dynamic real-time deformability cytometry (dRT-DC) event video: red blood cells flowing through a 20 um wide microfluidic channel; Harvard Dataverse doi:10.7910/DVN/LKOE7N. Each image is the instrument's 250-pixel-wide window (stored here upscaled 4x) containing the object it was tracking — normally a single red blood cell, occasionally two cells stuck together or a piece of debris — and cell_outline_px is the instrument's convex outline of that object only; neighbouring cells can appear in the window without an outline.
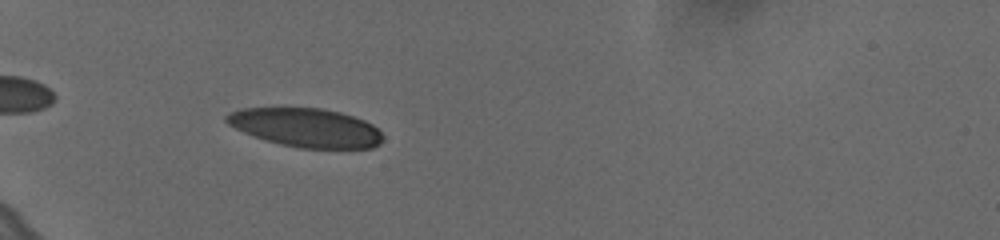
{"species": "human", "species_latin": "Homo sapiens", "temperature_condition": "cold", "stored_images_in_passage": 42, "camera_frame_rate_fps": 3000, "um_per_image_px": 0.085, "donor": {"sex": "female"}, "frame": {"image": 1, "passage_image": 4, "time_ms": 1.0, "image_size_px": [1000, 240], "cell_outline_px": [[384, 136], [380, 144], [372, 148], [300, 148], [280, 144], [264, 140], [252, 136], [228, 124], [224, 120], [224, 116], [232, 112], [244, 108], [320, 108], [340, 112], [364, 120], [372, 124]], "centroid_in_image_um": [26.01, 10.85], "position_along_channel_um": 59.0, "area_um2": 35.26}}
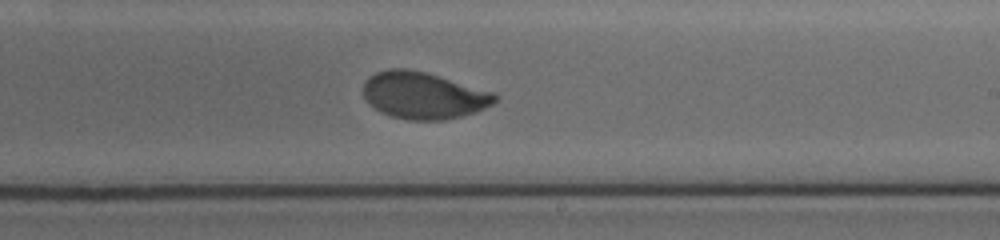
{"frame": {"image": 2, "passage_image": 22, "time_ms": 7.0, "image_size_px": [1000, 240], "cell_outline_px": [[500, 100], [476, 112], [444, 120], [408, 120], [392, 116], [380, 112], [368, 104], [364, 96], [364, 84], [376, 72], [388, 68], [408, 68], [424, 72], [492, 92], [500, 96]], "centroid_in_image_um": [36.0, 8.12], "position_along_channel_um": 253.0, "area_um2": 35.72}}
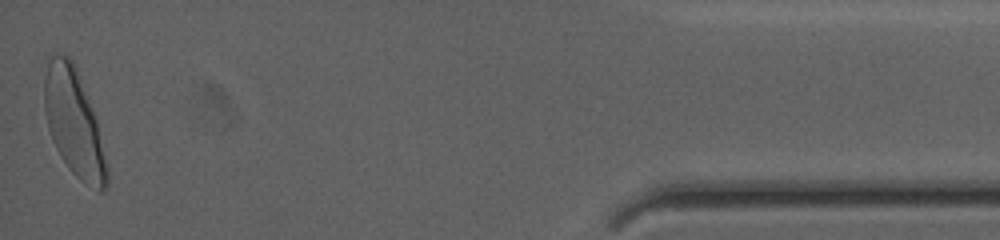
{"frame": {"image": 3, "passage_image": 42, "time_ms": 13.667, "image_size_px": [1000, 240], "cell_outline_px": [[108, 184], [100, 192], [80, 180], [68, 168], [60, 156], [52, 140], [48, 128], [44, 108], [44, 80], [48, 64], [52, 56], [68, 56], [72, 60], [88, 96], [96, 120], [108, 164]], "centroid_in_image_um": [6.29, 10.5], "position_along_channel_um": 428.9, "area_um2": 38.49}, "authors_computed_cell_mechanics": {"area_um2": 36.1828, "velocity_mm_per_s": 3.6019, "shape_relaxation_time_tau1_ms": 3.1865, "shape_relaxation_time_tau2_ms": null, "deformation_change_tau1": 0.1368, "deformation_change_tau2": null}}